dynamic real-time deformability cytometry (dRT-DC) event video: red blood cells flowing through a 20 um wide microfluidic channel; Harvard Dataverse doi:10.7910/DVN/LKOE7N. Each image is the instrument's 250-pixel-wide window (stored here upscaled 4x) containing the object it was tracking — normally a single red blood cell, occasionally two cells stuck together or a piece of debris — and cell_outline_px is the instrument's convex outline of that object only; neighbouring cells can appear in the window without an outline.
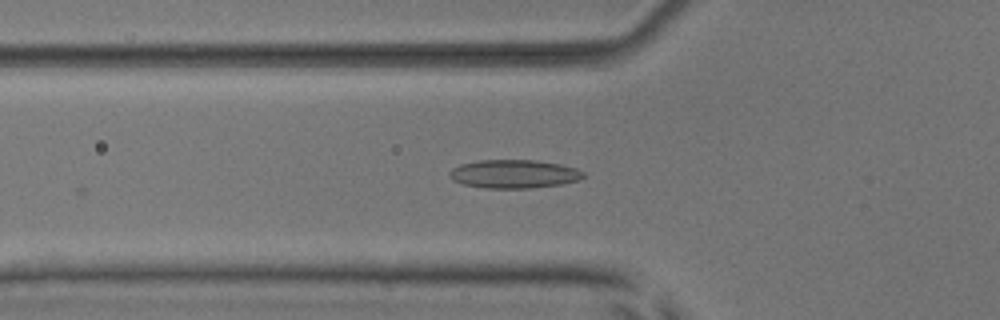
{"species": "common noctule bat (a hibernating species)", "species_latin": "Nyctalus noctula", "temperature_condition": "room temperature", "stored_images_in_passage": 22, "camera_frame_rate_fps": 3000, "um_per_image_px": 0.085, "animal": {"sex": "male", "body_mass_g": 17.9, "forearm_length_mm": 54.2}, "frame": {"image": 1, "passage_image": 4, "time_ms": 1.0, "image_size_px": [1000, 320], "cell_outline_px": [[584, 176], [576, 180], [560, 184], [532, 188], [484, 188], [464, 184], [452, 180], [448, 176], [448, 172], [452, 168], [460, 164], [480, 160], [536, 160], [560, 164], [576, 168], [584, 172]], "centroid_in_image_um": [43.64, 14.78], "position_along_channel_um": 82.2, "area_um2": 22.2}}
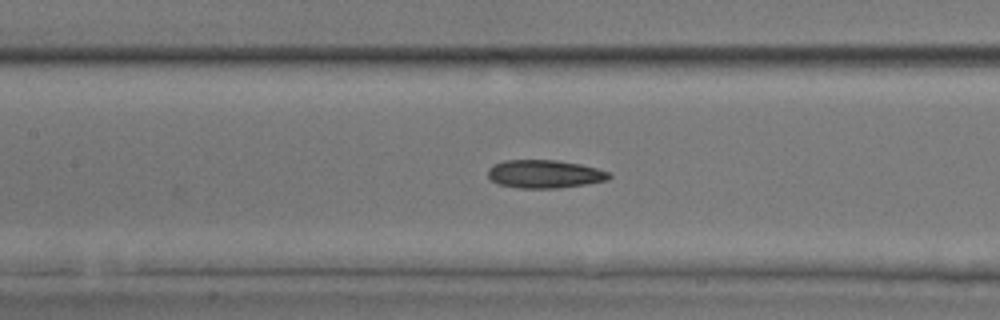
{"frame": {"image": 2, "passage_image": 10, "time_ms": 3.0, "image_size_px": [1000, 320], "cell_outline_px": [[612, 176], [608, 180], [584, 184], [556, 188], [520, 188], [496, 184], [488, 176], [488, 168], [492, 164], [504, 160], [556, 160], [580, 164], [596, 168], [608, 172]], "centroid_in_image_um": [46.25, 14.78], "position_along_channel_um": 161.2, "area_um2": 19.88}}
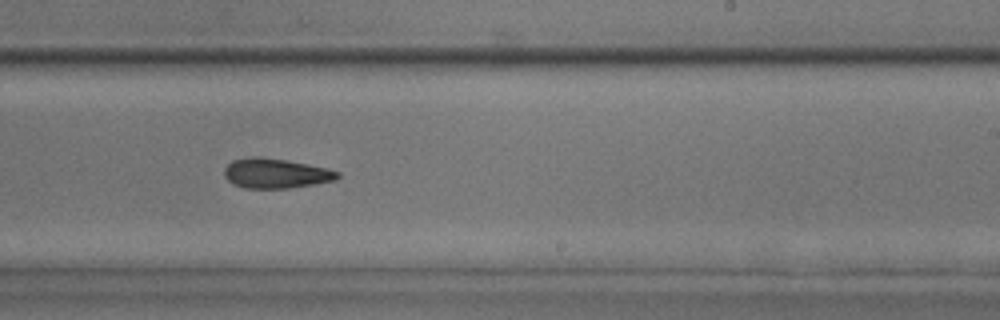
{"frame": {"image": 3, "passage_image": 18, "time_ms": 5.667, "image_size_px": [1000, 320], "cell_outline_px": [[340, 176], [336, 180], [288, 188], [244, 188], [232, 184], [224, 176], [224, 168], [232, 160], [252, 156], [256, 156], [288, 160], [324, 168], [340, 172]], "centroid_in_image_um": [23.39, 14.73], "position_along_channel_um": 265.6, "area_um2": 19.59}}